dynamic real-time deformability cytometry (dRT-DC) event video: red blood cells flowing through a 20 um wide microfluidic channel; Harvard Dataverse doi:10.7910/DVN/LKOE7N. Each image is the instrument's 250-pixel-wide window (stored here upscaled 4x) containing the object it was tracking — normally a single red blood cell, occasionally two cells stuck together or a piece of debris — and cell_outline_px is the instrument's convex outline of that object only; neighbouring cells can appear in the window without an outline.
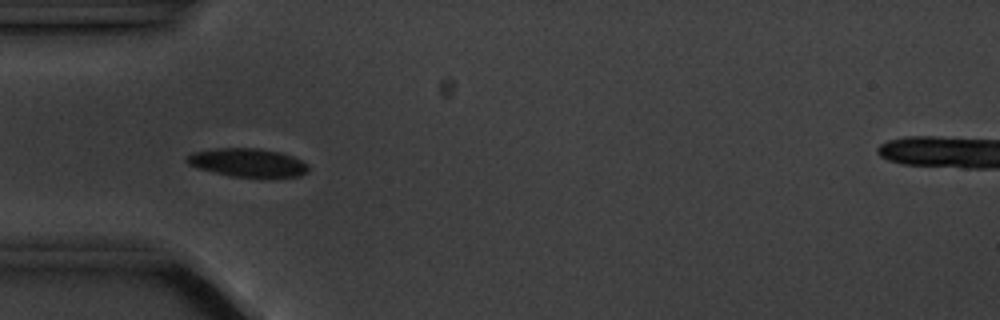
{"species": "common noctule bat (a hibernating species)", "species_latin": "Nyctalus noctula", "temperature_condition": "cold", "stored_images_in_passage": 5, "camera_frame_rate_fps": 3000, "um_per_image_px": 0.085, "animal": {"sex": "male", "body_mass_g": 20.1, "forearm_length_mm": 53.5}, "frame": {"image": 1, "passage_image": 4, "time_ms": 3.667, "image_size_px": [1000, 320], "cell_outline_px": [[308, 172], [300, 176], [232, 176], [196, 168], [188, 164], [184, 160], [192, 152], [216, 148], [256, 148], [280, 152], [292, 156], [308, 164]], "centroid_in_image_um": [21.02, 13.81], "position_along_channel_um": 64.0, "area_um2": 19.88}}